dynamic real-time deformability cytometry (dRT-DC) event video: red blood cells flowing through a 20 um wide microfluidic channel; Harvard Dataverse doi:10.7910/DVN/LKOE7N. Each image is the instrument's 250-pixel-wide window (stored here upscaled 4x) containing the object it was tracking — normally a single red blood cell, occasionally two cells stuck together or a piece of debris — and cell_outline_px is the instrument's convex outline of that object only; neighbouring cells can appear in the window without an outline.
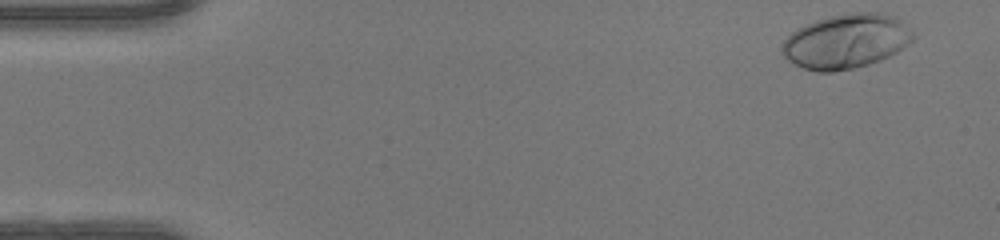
{"species": "human", "species_latin": "Homo sapiens", "temperature_condition": "warm", "stored_images_in_passage": 47, "camera_frame_rate_fps": 3000, "um_per_image_px": 0.085, "donor": {"sex": "female"}, "frame": {"image": 1, "passage_image": 1, "time_ms": 0.0, "image_size_px": [1000, 240], "cell_outline_px": [[916, 36], [908, 44], [896, 52], [880, 60], [856, 68], [832, 72], [816, 72], [804, 68], [788, 60], [780, 52], [780, 44], [792, 32], [816, 20], [828, 16], [856, 12], [880, 12], [896, 16]], "centroid_in_image_um": [71.91, 3.51], "position_along_channel_um": 13.1, "area_um2": 41.56}}
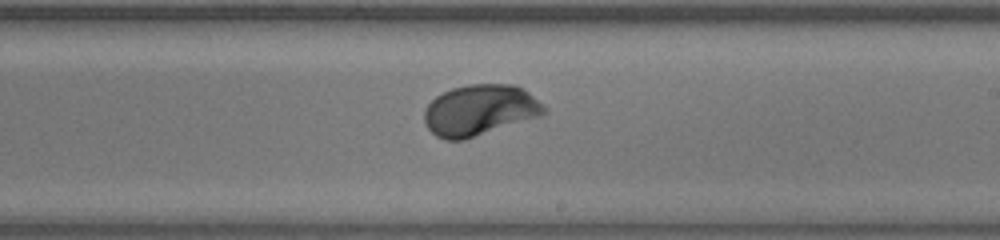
{"frame": {"image": 2, "passage_image": 27, "time_ms": 8.667, "image_size_px": [1000, 240], "cell_outline_px": [[548, 112], [540, 116], [464, 140], [444, 140], [436, 136], [428, 128], [424, 120], [424, 108], [436, 96], [452, 88], [468, 84], [516, 84], [528, 92], [544, 104], [548, 108]], "centroid_in_image_um": [40.79, 9.36], "position_along_channel_um": 248.2, "area_um2": 35.72}}
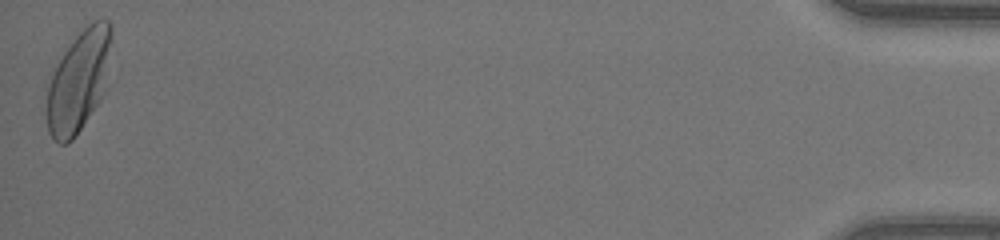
{"frame": {"image": 3, "passage_image": 47, "time_ms": 15.333, "image_size_px": [1000, 240], "cell_outline_px": [[112, 36], [100, 100], [72, 140], [68, 144], [60, 144], [48, 132], [44, 112], [48, 84], [52, 72], [64, 52], [76, 36], [92, 20], [108, 20], [112, 28]], "centroid_in_image_um": [6.61, 6.92], "position_along_channel_um": 428.6, "area_um2": 37.57}, "authors_computed_cell_mechanics": {"area_um2": 34.7956, "velocity_mm_per_s": 4.1921, "shape_relaxation_time_tau1_ms": 1.9227, "shape_relaxation_time_tau2_ms": null, "deformation_change_tau1": 0.1584, "deformation_change_tau2": null}}